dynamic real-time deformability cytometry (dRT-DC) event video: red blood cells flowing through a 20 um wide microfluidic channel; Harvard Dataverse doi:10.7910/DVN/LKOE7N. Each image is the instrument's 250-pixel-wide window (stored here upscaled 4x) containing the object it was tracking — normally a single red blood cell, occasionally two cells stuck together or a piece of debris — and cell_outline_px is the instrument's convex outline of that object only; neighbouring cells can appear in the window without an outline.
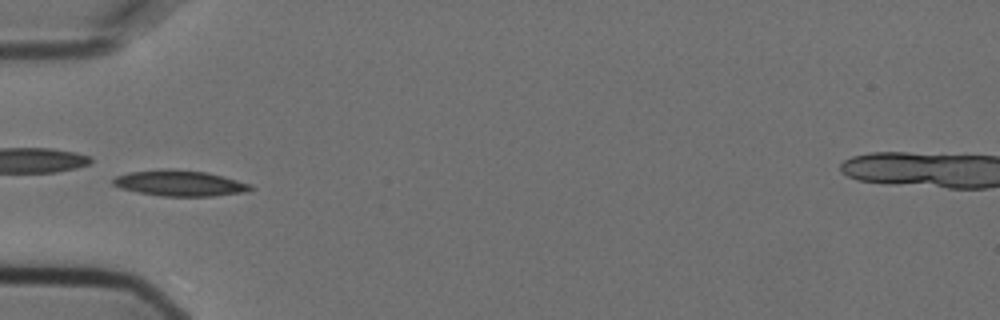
{"species": "Egyptian fruit bat (a non-hibernating species)", "species_latin": "Rousettus aegyptiacus", "temperature_condition": "cold", "stored_images_in_passage": 7, "camera_frame_rate_fps": 3000, "um_per_image_px": 0.085, "animal": {"sex": "female"}, "frame": {"image": 1, "passage_image": 6, "time_ms": 1.667, "image_size_px": [1000, 320], "cell_outline_px": [[256, 188], [248, 192], [212, 196], [160, 196], [120, 188], [112, 184], [112, 180], [116, 176], [128, 172], [168, 168], [172, 168], [208, 172], [252, 184]], "centroid_in_image_um": [15.32, 15.56], "position_along_channel_um": 69.7, "area_um2": 20.92}}